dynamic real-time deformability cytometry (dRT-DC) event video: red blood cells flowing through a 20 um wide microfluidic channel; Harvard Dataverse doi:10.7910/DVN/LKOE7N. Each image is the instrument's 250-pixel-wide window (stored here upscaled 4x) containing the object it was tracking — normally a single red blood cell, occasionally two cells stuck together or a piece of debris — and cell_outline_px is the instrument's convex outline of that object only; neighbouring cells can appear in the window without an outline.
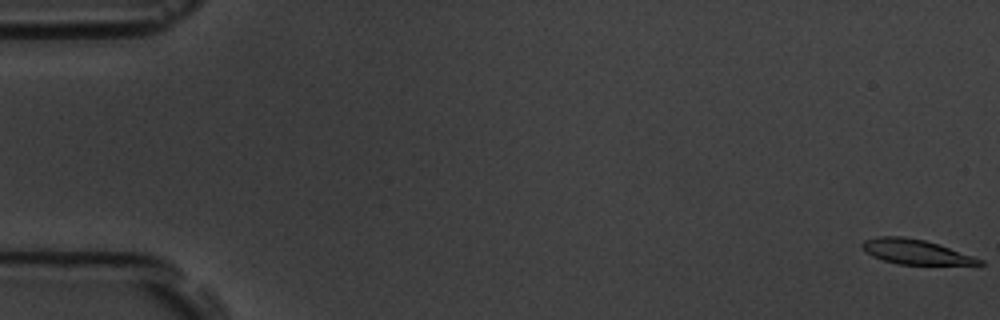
{"species": "common noctule bat (a hibernating species)", "species_latin": "Nyctalus noctula", "temperature_condition": "room temperature", "stored_images_in_passage": 9, "camera_frame_rate_fps": 3000, "um_per_image_px": 0.085, "animal": {"sex": "male", "body_mass_g": 19.5, "forearm_length_mm": 54.6}, "frame": {"image": 1, "passage_image": 1, "time_ms": 0.0, "image_size_px": [1000, 320], "cell_outline_px": [[984, 264], [900, 264], [884, 260], [872, 256], [864, 252], [860, 244], [864, 240], [876, 236], [904, 236], [924, 240], [940, 244], [984, 260]], "centroid_in_image_um": [77.77, 21.38], "position_along_channel_um": 7.2, "area_um2": 16.88}}
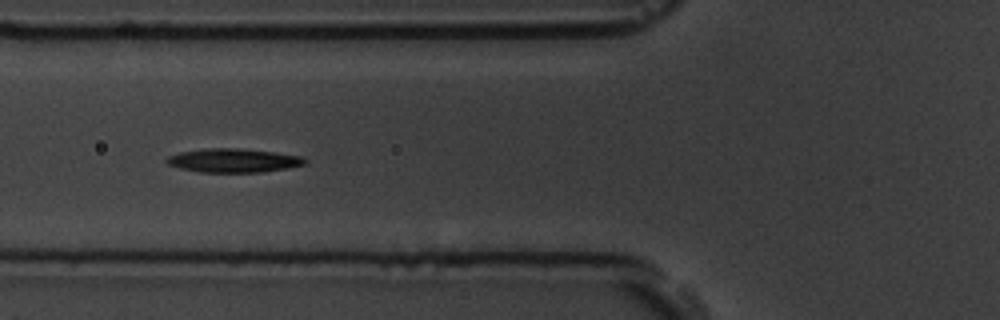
{"frame": {"image": 2, "passage_image": 7, "time_ms": 7.0, "image_size_px": [1000, 320], "cell_outline_px": [[308, 160], [304, 164], [288, 168], [264, 172], [200, 172], [180, 168], [168, 164], [164, 160], [168, 156], [180, 152], [208, 148], [236, 148], [276, 152], [304, 156]], "centroid_in_image_um": [19.87, 13.64], "position_along_channel_um": 105.9, "area_um2": 19.25}}
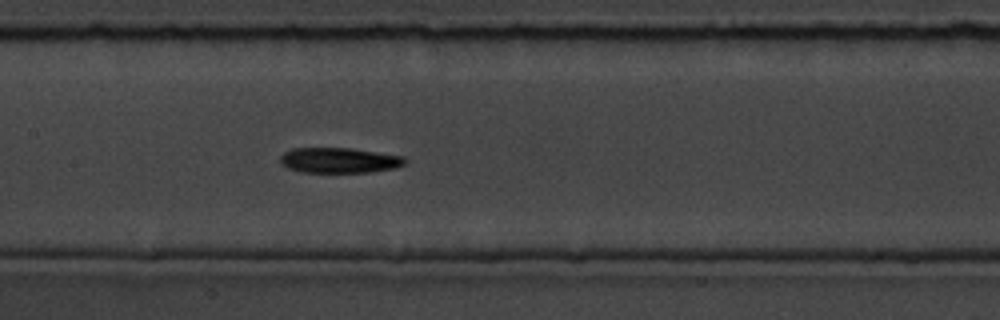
{"frame": {"image": 3, "passage_image": 9, "time_ms": 9.0, "image_size_px": [1000, 320], "cell_outline_px": [[408, 160], [404, 164], [396, 168], [368, 172], [304, 172], [288, 168], [280, 164], [280, 156], [284, 152], [292, 148], [352, 148], [404, 156]], "centroid_in_image_um": [28.84, 13.62], "position_along_channel_um": 178.6, "area_um2": 18.5}}